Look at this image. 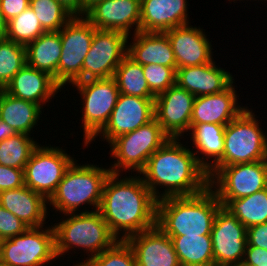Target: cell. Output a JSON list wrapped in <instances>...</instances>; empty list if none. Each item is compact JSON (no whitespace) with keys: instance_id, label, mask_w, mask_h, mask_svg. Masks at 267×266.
<instances>
[{"instance_id":"obj_38","label":"cell","mask_w":267,"mask_h":266,"mask_svg":"<svg viewBox=\"0 0 267 266\" xmlns=\"http://www.w3.org/2000/svg\"><path fill=\"white\" fill-rule=\"evenodd\" d=\"M27 228L18 217L0 205V241L20 235Z\"/></svg>"},{"instance_id":"obj_33","label":"cell","mask_w":267,"mask_h":266,"mask_svg":"<svg viewBox=\"0 0 267 266\" xmlns=\"http://www.w3.org/2000/svg\"><path fill=\"white\" fill-rule=\"evenodd\" d=\"M25 65V45L0 39V89H4Z\"/></svg>"},{"instance_id":"obj_48","label":"cell","mask_w":267,"mask_h":266,"mask_svg":"<svg viewBox=\"0 0 267 266\" xmlns=\"http://www.w3.org/2000/svg\"><path fill=\"white\" fill-rule=\"evenodd\" d=\"M228 1L230 2V1H232V0H228ZM234 1H237V0H233V2H234ZM241 1H242V0H241ZM255 1H256V0H255ZM260 1H263V0H260ZM264 1H267V0H264Z\"/></svg>"},{"instance_id":"obj_2","label":"cell","mask_w":267,"mask_h":266,"mask_svg":"<svg viewBox=\"0 0 267 266\" xmlns=\"http://www.w3.org/2000/svg\"><path fill=\"white\" fill-rule=\"evenodd\" d=\"M179 141L170 138L149 157L139 173L157 201L167 197L193 196L209 187L207 170L198 162L193 149ZM157 188L165 190L161 193Z\"/></svg>"},{"instance_id":"obj_9","label":"cell","mask_w":267,"mask_h":266,"mask_svg":"<svg viewBox=\"0 0 267 266\" xmlns=\"http://www.w3.org/2000/svg\"><path fill=\"white\" fill-rule=\"evenodd\" d=\"M0 259L8 266H47L56 261L53 226L29 227L0 241Z\"/></svg>"},{"instance_id":"obj_35","label":"cell","mask_w":267,"mask_h":266,"mask_svg":"<svg viewBox=\"0 0 267 266\" xmlns=\"http://www.w3.org/2000/svg\"><path fill=\"white\" fill-rule=\"evenodd\" d=\"M29 7L46 32L60 31L74 17L57 0H30Z\"/></svg>"},{"instance_id":"obj_40","label":"cell","mask_w":267,"mask_h":266,"mask_svg":"<svg viewBox=\"0 0 267 266\" xmlns=\"http://www.w3.org/2000/svg\"><path fill=\"white\" fill-rule=\"evenodd\" d=\"M30 5V0H0V11L8 22L20 15Z\"/></svg>"},{"instance_id":"obj_27","label":"cell","mask_w":267,"mask_h":266,"mask_svg":"<svg viewBox=\"0 0 267 266\" xmlns=\"http://www.w3.org/2000/svg\"><path fill=\"white\" fill-rule=\"evenodd\" d=\"M25 48L26 64L49 74L57 83V69L62 53L59 31L44 32Z\"/></svg>"},{"instance_id":"obj_24","label":"cell","mask_w":267,"mask_h":266,"mask_svg":"<svg viewBox=\"0 0 267 266\" xmlns=\"http://www.w3.org/2000/svg\"><path fill=\"white\" fill-rule=\"evenodd\" d=\"M0 205L28 227L45 226L48 200L27 186L0 192Z\"/></svg>"},{"instance_id":"obj_1","label":"cell","mask_w":267,"mask_h":266,"mask_svg":"<svg viewBox=\"0 0 267 266\" xmlns=\"http://www.w3.org/2000/svg\"><path fill=\"white\" fill-rule=\"evenodd\" d=\"M138 175L110 172L103 186L99 212L118 240L156 226L157 200Z\"/></svg>"},{"instance_id":"obj_14","label":"cell","mask_w":267,"mask_h":266,"mask_svg":"<svg viewBox=\"0 0 267 266\" xmlns=\"http://www.w3.org/2000/svg\"><path fill=\"white\" fill-rule=\"evenodd\" d=\"M211 239L217 266H241L247 247V228L223 206L216 213Z\"/></svg>"},{"instance_id":"obj_23","label":"cell","mask_w":267,"mask_h":266,"mask_svg":"<svg viewBox=\"0 0 267 266\" xmlns=\"http://www.w3.org/2000/svg\"><path fill=\"white\" fill-rule=\"evenodd\" d=\"M4 90L16 98L34 102L43 108L55 94L61 92V87L49 74L26 64Z\"/></svg>"},{"instance_id":"obj_45","label":"cell","mask_w":267,"mask_h":266,"mask_svg":"<svg viewBox=\"0 0 267 266\" xmlns=\"http://www.w3.org/2000/svg\"><path fill=\"white\" fill-rule=\"evenodd\" d=\"M102 0H82V16L86 15V12L92 8L96 3Z\"/></svg>"},{"instance_id":"obj_31","label":"cell","mask_w":267,"mask_h":266,"mask_svg":"<svg viewBox=\"0 0 267 266\" xmlns=\"http://www.w3.org/2000/svg\"><path fill=\"white\" fill-rule=\"evenodd\" d=\"M113 78L121 94L155 98L143 73V67L126 55L116 68Z\"/></svg>"},{"instance_id":"obj_12","label":"cell","mask_w":267,"mask_h":266,"mask_svg":"<svg viewBox=\"0 0 267 266\" xmlns=\"http://www.w3.org/2000/svg\"><path fill=\"white\" fill-rule=\"evenodd\" d=\"M209 187L218 199H239L267 188V160L221 167Z\"/></svg>"},{"instance_id":"obj_47","label":"cell","mask_w":267,"mask_h":266,"mask_svg":"<svg viewBox=\"0 0 267 266\" xmlns=\"http://www.w3.org/2000/svg\"><path fill=\"white\" fill-rule=\"evenodd\" d=\"M0 266H8L6 263H4L1 259H0Z\"/></svg>"},{"instance_id":"obj_6","label":"cell","mask_w":267,"mask_h":266,"mask_svg":"<svg viewBox=\"0 0 267 266\" xmlns=\"http://www.w3.org/2000/svg\"><path fill=\"white\" fill-rule=\"evenodd\" d=\"M256 118L247 107L225 126L223 155L207 171L209 179L221 167L266 160L267 135Z\"/></svg>"},{"instance_id":"obj_17","label":"cell","mask_w":267,"mask_h":266,"mask_svg":"<svg viewBox=\"0 0 267 266\" xmlns=\"http://www.w3.org/2000/svg\"><path fill=\"white\" fill-rule=\"evenodd\" d=\"M140 0H102L84 16L96 29L111 30L131 36L140 31Z\"/></svg>"},{"instance_id":"obj_19","label":"cell","mask_w":267,"mask_h":266,"mask_svg":"<svg viewBox=\"0 0 267 266\" xmlns=\"http://www.w3.org/2000/svg\"><path fill=\"white\" fill-rule=\"evenodd\" d=\"M233 82L223 92L195 97L190 129L198 124L227 125L238 117L247 106L238 104L237 91Z\"/></svg>"},{"instance_id":"obj_11","label":"cell","mask_w":267,"mask_h":266,"mask_svg":"<svg viewBox=\"0 0 267 266\" xmlns=\"http://www.w3.org/2000/svg\"><path fill=\"white\" fill-rule=\"evenodd\" d=\"M74 161L62 147L39 144L25 165L24 184L49 200Z\"/></svg>"},{"instance_id":"obj_15","label":"cell","mask_w":267,"mask_h":266,"mask_svg":"<svg viewBox=\"0 0 267 266\" xmlns=\"http://www.w3.org/2000/svg\"><path fill=\"white\" fill-rule=\"evenodd\" d=\"M154 100L120 93L108 122L90 142L101 136L109 145L115 138L148 124L155 118Z\"/></svg>"},{"instance_id":"obj_43","label":"cell","mask_w":267,"mask_h":266,"mask_svg":"<svg viewBox=\"0 0 267 266\" xmlns=\"http://www.w3.org/2000/svg\"><path fill=\"white\" fill-rule=\"evenodd\" d=\"M73 16H82V0H57Z\"/></svg>"},{"instance_id":"obj_8","label":"cell","mask_w":267,"mask_h":266,"mask_svg":"<svg viewBox=\"0 0 267 266\" xmlns=\"http://www.w3.org/2000/svg\"><path fill=\"white\" fill-rule=\"evenodd\" d=\"M83 100L82 130L84 147L104 128L113 111L120 91L113 77L77 81L72 84Z\"/></svg>"},{"instance_id":"obj_30","label":"cell","mask_w":267,"mask_h":266,"mask_svg":"<svg viewBox=\"0 0 267 266\" xmlns=\"http://www.w3.org/2000/svg\"><path fill=\"white\" fill-rule=\"evenodd\" d=\"M246 228L267 222V188L239 199H218Z\"/></svg>"},{"instance_id":"obj_36","label":"cell","mask_w":267,"mask_h":266,"mask_svg":"<svg viewBox=\"0 0 267 266\" xmlns=\"http://www.w3.org/2000/svg\"><path fill=\"white\" fill-rule=\"evenodd\" d=\"M83 266H136V259L128 242L117 240L110 248L93 257Z\"/></svg>"},{"instance_id":"obj_25","label":"cell","mask_w":267,"mask_h":266,"mask_svg":"<svg viewBox=\"0 0 267 266\" xmlns=\"http://www.w3.org/2000/svg\"><path fill=\"white\" fill-rule=\"evenodd\" d=\"M132 39L127 43V55L135 62L176 67L175 55L165 32L138 31Z\"/></svg>"},{"instance_id":"obj_22","label":"cell","mask_w":267,"mask_h":266,"mask_svg":"<svg viewBox=\"0 0 267 266\" xmlns=\"http://www.w3.org/2000/svg\"><path fill=\"white\" fill-rule=\"evenodd\" d=\"M140 31L165 32L190 24L187 0H140Z\"/></svg>"},{"instance_id":"obj_37","label":"cell","mask_w":267,"mask_h":266,"mask_svg":"<svg viewBox=\"0 0 267 266\" xmlns=\"http://www.w3.org/2000/svg\"><path fill=\"white\" fill-rule=\"evenodd\" d=\"M150 91L157 96L176 84L177 67L157 64L142 65Z\"/></svg>"},{"instance_id":"obj_26","label":"cell","mask_w":267,"mask_h":266,"mask_svg":"<svg viewBox=\"0 0 267 266\" xmlns=\"http://www.w3.org/2000/svg\"><path fill=\"white\" fill-rule=\"evenodd\" d=\"M42 109L44 108L34 102L16 98L0 89V120L11 126L16 133L30 135L38 126Z\"/></svg>"},{"instance_id":"obj_7","label":"cell","mask_w":267,"mask_h":266,"mask_svg":"<svg viewBox=\"0 0 267 266\" xmlns=\"http://www.w3.org/2000/svg\"><path fill=\"white\" fill-rule=\"evenodd\" d=\"M169 139L155 118L148 124L115 138L109 146L110 155L117 160L109 167L110 172L121 174L123 170H131L139 174L149 157Z\"/></svg>"},{"instance_id":"obj_46","label":"cell","mask_w":267,"mask_h":266,"mask_svg":"<svg viewBox=\"0 0 267 266\" xmlns=\"http://www.w3.org/2000/svg\"><path fill=\"white\" fill-rule=\"evenodd\" d=\"M7 33V21L5 20L2 12L0 11V39L5 38Z\"/></svg>"},{"instance_id":"obj_3","label":"cell","mask_w":267,"mask_h":266,"mask_svg":"<svg viewBox=\"0 0 267 266\" xmlns=\"http://www.w3.org/2000/svg\"><path fill=\"white\" fill-rule=\"evenodd\" d=\"M221 206L210 187L193 196L163 198L157 201L156 226L168 236L211 235Z\"/></svg>"},{"instance_id":"obj_13","label":"cell","mask_w":267,"mask_h":266,"mask_svg":"<svg viewBox=\"0 0 267 266\" xmlns=\"http://www.w3.org/2000/svg\"><path fill=\"white\" fill-rule=\"evenodd\" d=\"M129 38L119 31L95 29L91 47L83 61L82 81L113 77L127 55Z\"/></svg>"},{"instance_id":"obj_28","label":"cell","mask_w":267,"mask_h":266,"mask_svg":"<svg viewBox=\"0 0 267 266\" xmlns=\"http://www.w3.org/2000/svg\"><path fill=\"white\" fill-rule=\"evenodd\" d=\"M189 133L198 162L208 171L223 155L225 125L198 124ZM198 153V154H197ZM203 155L200 156L199 155ZM206 156V157H205ZM209 159H212L208 161Z\"/></svg>"},{"instance_id":"obj_34","label":"cell","mask_w":267,"mask_h":266,"mask_svg":"<svg viewBox=\"0 0 267 266\" xmlns=\"http://www.w3.org/2000/svg\"><path fill=\"white\" fill-rule=\"evenodd\" d=\"M44 32L46 31L42 28L34 11L28 7L20 15L7 22L5 38L26 46Z\"/></svg>"},{"instance_id":"obj_41","label":"cell","mask_w":267,"mask_h":266,"mask_svg":"<svg viewBox=\"0 0 267 266\" xmlns=\"http://www.w3.org/2000/svg\"><path fill=\"white\" fill-rule=\"evenodd\" d=\"M247 246L267 250V222L247 228Z\"/></svg>"},{"instance_id":"obj_29","label":"cell","mask_w":267,"mask_h":266,"mask_svg":"<svg viewBox=\"0 0 267 266\" xmlns=\"http://www.w3.org/2000/svg\"><path fill=\"white\" fill-rule=\"evenodd\" d=\"M181 266L214 264L211 235L169 236Z\"/></svg>"},{"instance_id":"obj_39","label":"cell","mask_w":267,"mask_h":266,"mask_svg":"<svg viewBox=\"0 0 267 266\" xmlns=\"http://www.w3.org/2000/svg\"><path fill=\"white\" fill-rule=\"evenodd\" d=\"M24 185V169L0 165V192Z\"/></svg>"},{"instance_id":"obj_16","label":"cell","mask_w":267,"mask_h":266,"mask_svg":"<svg viewBox=\"0 0 267 266\" xmlns=\"http://www.w3.org/2000/svg\"><path fill=\"white\" fill-rule=\"evenodd\" d=\"M194 99L177 84L155 97V119L170 138L182 139L190 130Z\"/></svg>"},{"instance_id":"obj_44","label":"cell","mask_w":267,"mask_h":266,"mask_svg":"<svg viewBox=\"0 0 267 266\" xmlns=\"http://www.w3.org/2000/svg\"><path fill=\"white\" fill-rule=\"evenodd\" d=\"M15 134L16 132L12 129L11 126L0 120V142Z\"/></svg>"},{"instance_id":"obj_10","label":"cell","mask_w":267,"mask_h":266,"mask_svg":"<svg viewBox=\"0 0 267 266\" xmlns=\"http://www.w3.org/2000/svg\"><path fill=\"white\" fill-rule=\"evenodd\" d=\"M96 27L84 16H74L60 31L62 53L57 69V84L82 81L83 61L86 57Z\"/></svg>"},{"instance_id":"obj_4","label":"cell","mask_w":267,"mask_h":266,"mask_svg":"<svg viewBox=\"0 0 267 266\" xmlns=\"http://www.w3.org/2000/svg\"><path fill=\"white\" fill-rule=\"evenodd\" d=\"M64 216L67 218H61L60 222L53 225L56 256L63 257L62 255L70 252L69 250H76L75 248L84 249L83 252L88 255L86 260L73 266H83L118 240L109 230L99 210L64 214Z\"/></svg>"},{"instance_id":"obj_5","label":"cell","mask_w":267,"mask_h":266,"mask_svg":"<svg viewBox=\"0 0 267 266\" xmlns=\"http://www.w3.org/2000/svg\"><path fill=\"white\" fill-rule=\"evenodd\" d=\"M109 174L110 169L107 167L87 163L81 165L75 160L48 200V205H52V209L62 215L76 211L90 212L89 209H78L87 204L93 206L92 211L99 210L103 186Z\"/></svg>"},{"instance_id":"obj_18","label":"cell","mask_w":267,"mask_h":266,"mask_svg":"<svg viewBox=\"0 0 267 266\" xmlns=\"http://www.w3.org/2000/svg\"><path fill=\"white\" fill-rule=\"evenodd\" d=\"M203 30L187 24L165 31L175 55L177 68L198 66L212 61L213 47Z\"/></svg>"},{"instance_id":"obj_21","label":"cell","mask_w":267,"mask_h":266,"mask_svg":"<svg viewBox=\"0 0 267 266\" xmlns=\"http://www.w3.org/2000/svg\"><path fill=\"white\" fill-rule=\"evenodd\" d=\"M234 81L232 73L218 67L215 60L207 64L176 70V84L195 97L223 92Z\"/></svg>"},{"instance_id":"obj_20","label":"cell","mask_w":267,"mask_h":266,"mask_svg":"<svg viewBox=\"0 0 267 266\" xmlns=\"http://www.w3.org/2000/svg\"><path fill=\"white\" fill-rule=\"evenodd\" d=\"M126 241L133 249L136 266H181L171 238L157 226Z\"/></svg>"},{"instance_id":"obj_42","label":"cell","mask_w":267,"mask_h":266,"mask_svg":"<svg viewBox=\"0 0 267 266\" xmlns=\"http://www.w3.org/2000/svg\"><path fill=\"white\" fill-rule=\"evenodd\" d=\"M241 266H267V250L256 246H247Z\"/></svg>"},{"instance_id":"obj_32","label":"cell","mask_w":267,"mask_h":266,"mask_svg":"<svg viewBox=\"0 0 267 266\" xmlns=\"http://www.w3.org/2000/svg\"><path fill=\"white\" fill-rule=\"evenodd\" d=\"M39 146L27 134L16 133L0 142V165L24 169L33 151Z\"/></svg>"}]
</instances>
